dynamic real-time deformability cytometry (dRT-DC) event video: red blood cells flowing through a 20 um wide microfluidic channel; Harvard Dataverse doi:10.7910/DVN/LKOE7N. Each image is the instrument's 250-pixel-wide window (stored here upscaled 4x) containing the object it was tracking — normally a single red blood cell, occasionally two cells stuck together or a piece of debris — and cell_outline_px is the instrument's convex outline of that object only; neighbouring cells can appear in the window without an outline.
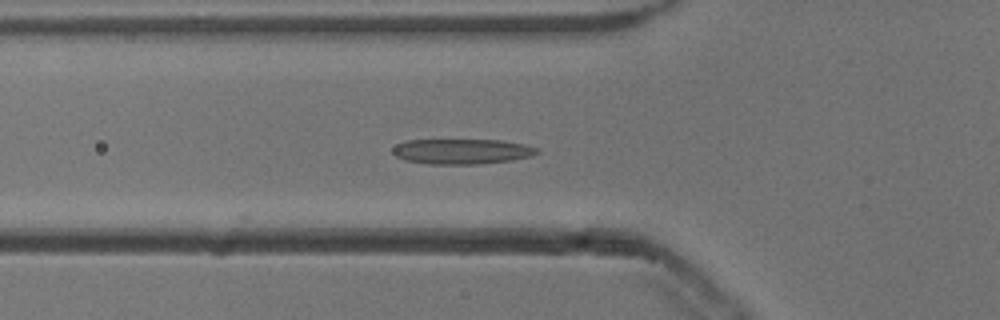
{"species": "common noctule bat (a hibernating species)", "species_latin": "Nyctalus noctula", "temperature_condition": "cold", "stored_images_in_passage": 39, "camera_frame_rate_fps": 3000, "um_per_image_px": 0.085, "animal": {"sex": "male", "body_mass_g": 13.3}, "frame": {"image": 1, "passage_image": 4, "time_ms": 1.0, "image_size_px": [1000, 320], "cell_outline_px": [[540, 152], [532, 156], [512, 160], [476, 164], [428, 164], [404, 160], [396, 156], [392, 152], [392, 148], [396, 144], [408, 140], [500, 140], [524, 144], [536, 148]], "centroid_in_image_um": [39.24, 12.87], "position_along_channel_um": 86.6, "area_um2": 21.21}}
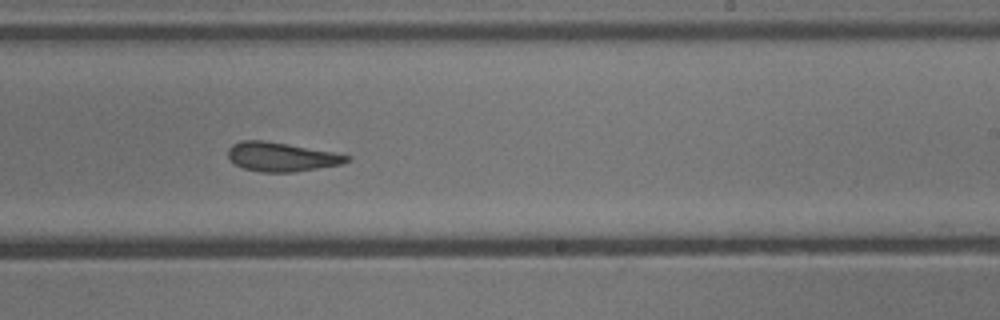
{"frame": {"image": 2, "passage_image": 18, "time_ms": 5.667, "image_size_px": [1000, 320], "cell_outline_px": [[352, 160], [340, 164], [296, 172], [260, 172], [244, 168], [236, 164], [228, 156], [228, 148], [232, 144], [240, 140], [264, 140], [336, 152], [352, 156]], "centroid_in_image_um": [23.95, 13.32], "position_along_channel_um": 265.0, "area_um2": 20.23}}
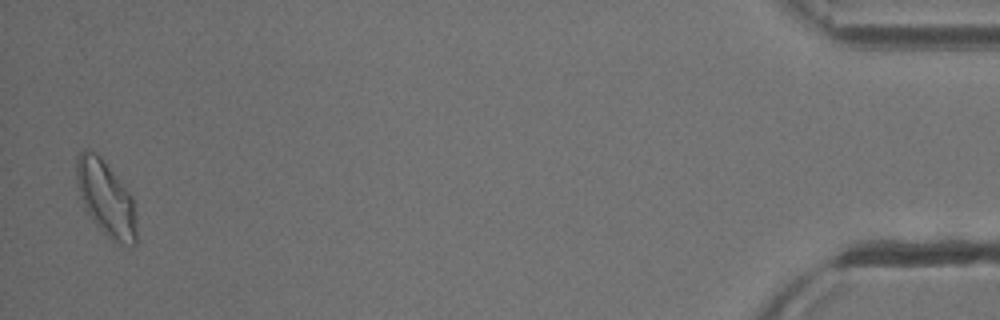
{"frame": {"image": 3, "passage_image": 38, "time_ms": 12.333, "image_size_px": [1000, 320], "cell_outline_px": [[136, 244], [116, 244], [96, 224], [88, 212], [80, 196], [76, 180], [76, 160], [80, 152], [84, 148], [88, 148], [100, 156], [132, 196], [136, 220]], "centroid_in_image_um": [9.0, 16.84], "position_along_channel_um": 426.2, "area_um2": 25.89}, "authors_computed_cell_mechanics": {"area_um2": 20.808, "velocity_mm_per_s": 3.8214, "shape_relaxation_time_tau1_ms": 6.6657, "shape_relaxation_time_tau2_ms": 4.1892, "deformation_change_tau1": 0.1863, "deformation_change_tau2": 0.1269}}